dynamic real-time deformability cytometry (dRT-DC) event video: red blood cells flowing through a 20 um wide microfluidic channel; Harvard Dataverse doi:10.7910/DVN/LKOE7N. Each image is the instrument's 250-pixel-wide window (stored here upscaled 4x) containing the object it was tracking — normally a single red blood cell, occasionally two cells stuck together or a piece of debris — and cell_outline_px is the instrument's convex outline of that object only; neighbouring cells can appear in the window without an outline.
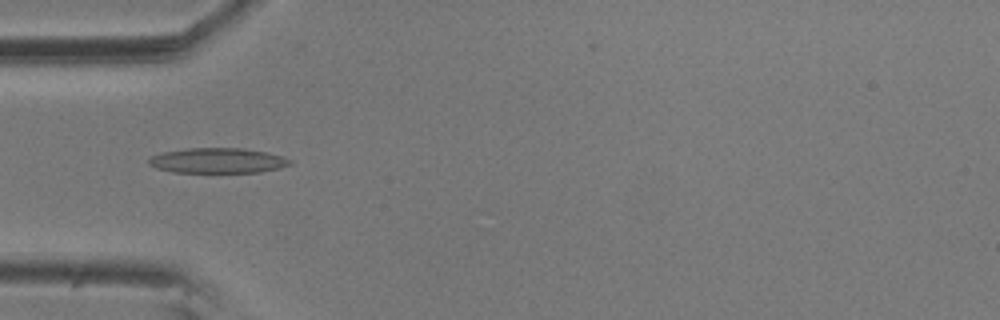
{"species": "common noctule bat (a hibernating species)", "species_latin": "Nyctalus noctula", "temperature_condition": "room temperature", "stored_images_in_passage": 7, "camera_frame_rate_fps": 3000, "um_per_image_px": 0.085, "animal": {"sex": "male", "body_mass_g": 20.5, "forearm_length_mm": 52.5}, "frame": {"image": 1, "passage_image": 1, "time_ms": 0.0, "image_size_px": [1000, 320], "cell_outline_px": [[292, 164], [280, 168], [260, 172], [172, 172], [156, 168], [148, 164], [148, 160], [152, 156], [160, 152], [188, 148], [244, 148], [284, 156], [292, 160]], "centroid_in_image_um": [18.51, 13.64], "position_along_channel_um": 66.5, "area_um2": 20.81}}
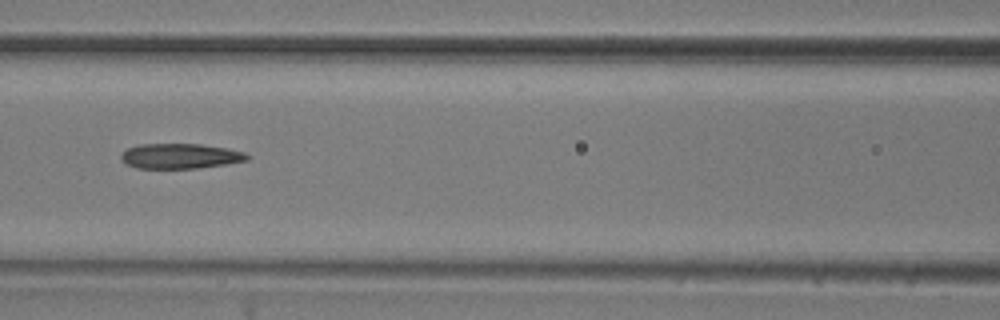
{"frame": {"image": 2, "passage_image": 3, "time_ms": 0.667, "image_size_px": [1000, 320], "cell_outline_px": [[248, 160], [224, 164], [196, 168], [136, 168], [128, 164], [120, 156], [128, 148], [140, 144], [200, 144], [228, 148], [244, 152], [248, 156]], "centroid_in_image_um": [15.33, 13.26], "position_along_channel_um": 151.3, "area_um2": 18.15}}
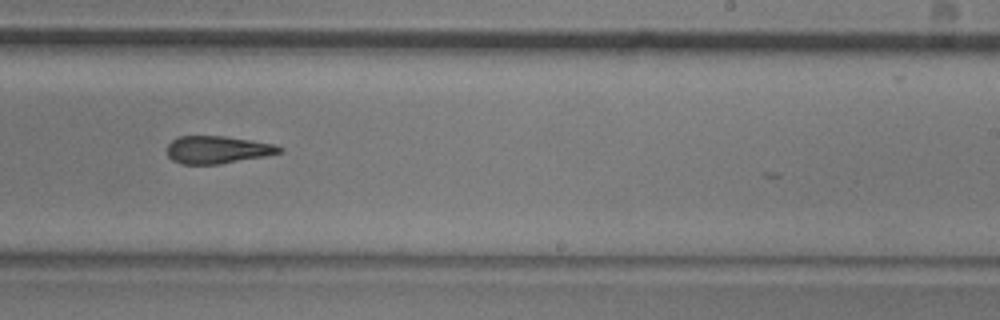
{"frame": {"image": 3, "passage_image": 6, "time_ms": 1.667, "image_size_px": [1000, 320], "cell_outline_px": [[284, 152], [264, 156], [220, 164], [180, 164], [172, 160], [168, 156], [168, 144], [172, 140], [180, 136], [224, 136], [276, 144], [284, 148]], "centroid_in_image_um": [18.51, 12.73], "position_along_channel_um": 270.5, "area_um2": 18.09}}